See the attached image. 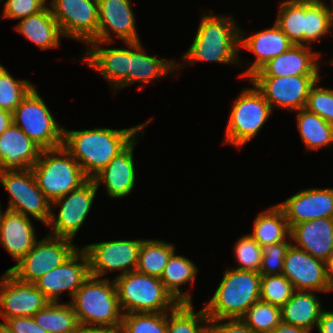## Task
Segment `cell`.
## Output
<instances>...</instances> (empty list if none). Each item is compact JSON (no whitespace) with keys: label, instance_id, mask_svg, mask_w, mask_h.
Masks as SVG:
<instances>
[{"label":"cell","instance_id":"obj_1","mask_svg":"<svg viewBox=\"0 0 333 333\" xmlns=\"http://www.w3.org/2000/svg\"><path fill=\"white\" fill-rule=\"evenodd\" d=\"M152 119L123 129L99 128L68 130L64 127L63 147L93 179L107 164L123 151L137 136L144 135ZM141 133V134H140Z\"/></svg>","mask_w":333,"mask_h":333},{"label":"cell","instance_id":"obj_2","mask_svg":"<svg viewBox=\"0 0 333 333\" xmlns=\"http://www.w3.org/2000/svg\"><path fill=\"white\" fill-rule=\"evenodd\" d=\"M240 26L233 15L203 13L196 35L180 61L177 71L197 62L239 65Z\"/></svg>","mask_w":333,"mask_h":333},{"label":"cell","instance_id":"obj_3","mask_svg":"<svg viewBox=\"0 0 333 333\" xmlns=\"http://www.w3.org/2000/svg\"><path fill=\"white\" fill-rule=\"evenodd\" d=\"M261 274L230 268L203 307L210 320L242 318L260 300Z\"/></svg>","mask_w":333,"mask_h":333},{"label":"cell","instance_id":"obj_4","mask_svg":"<svg viewBox=\"0 0 333 333\" xmlns=\"http://www.w3.org/2000/svg\"><path fill=\"white\" fill-rule=\"evenodd\" d=\"M79 326H119L122 324L116 286L113 279L91 276L69 301Z\"/></svg>","mask_w":333,"mask_h":333},{"label":"cell","instance_id":"obj_5","mask_svg":"<svg viewBox=\"0 0 333 333\" xmlns=\"http://www.w3.org/2000/svg\"><path fill=\"white\" fill-rule=\"evenodd\" d=\"M113 280L123 314L167 313L179 304L158 277L131 271Z\"/></svg>","mask_w":333,"mask_h":333},{"label":"cell","instance_id":"obj_6","mask_svg":"<svg viewBox=\"0 0 333 333\" xmlns=\"http://www.w3.org/2000/svg\"><path fill=\"white\" fill-rule=\"evenodd\" d=\"M31 169L39 189L51 203L88 180L80 165L63 146L43 149Z\"/></svg>","mask_w":333,"mask_h":333},{"label":"cell","instance_id":"obj_7","mask_svg":"<svg viewBox=\"0 0 333 333\" xmlns=\"http://www.w3.org/2000/svg\"><path fill=\"white\" fill-rule=\"evenodd\" d=\"M246 81L252 87L243 88L233 102L222 143L238 149L256 138L273 112L263 94L253 83Z\"/></svg>","mask_w":333,"mask_h":333},{"label":"cell","instance_id":"obj_8","mask_svg":"<svg viewBox=\"0 0 333 333\" xmlns=\"http://www.w3.org/2000/svg\"><path fill=\"white\" fill-rule=\"evenodd\" d=\"M13 123L42 149L63 146L64 127L57 123L36 86L14 110Z\"/></svg>","mask_w":333,"mask_h":333},{"label":"cell","instance_id":"obj_9","mask_svg":"<svg viewBox=\"0 0 333 333\" xmlns=\"http://www.w3.org/2000/svg\"><path fill=\"white\" fill-rule=\"evenodd\" d=\"M0 183L9 194L7 210L21 213L41 222L49 223L52 203L39 189L32 169L0 171Z\"/></svg>","mask_w":333,"mask_h":333},{"label":"cell","instance_id":"obj_10","mask_svg":"<svg viewBox=\"0 0 333 333\" xmlns=\"http://www.w3.org/2000/svg\"><path fill=\"white\" fill-rule=\"evenodd\" d=\"M79 246L72 239L49 234L37 240L33 248L16 265L7 269L18 280L34 283L45 273L61 265Z\"/></svg>","mask_w":333,"mask_h":333},{"label":"cell","instance_id":"obj_11","mask_svg":"<svg viewBox=\"0 0 333 333\" xmlns=\"http://www.w3.org/2000/svg\"><path fill=\"white\" fill-rule=\"evenodd\" d=\"M98 189L95 181L88 179L78 189L54 201L47 224L50 229L48 234L74 240L92 209ZM58 206L60 210L56 214L55 209Z\"/></svg>","mask_w":333,"mask_h":333},{"label":"cell","instance_id":"obj_12","mask_svg":"<svg viewBox=\"0 0 333 333\" xmlns=\"http://www.w3.org/2000/svg\"><path fill=\"white\" fill-rule=\"evenodd\" d=\"M143 239L110 240L94 242L82 247L89 260L90 275L98 278L113 271H120L118 276L136 271L139 249Z\"/></svg>","mask_w":333,"mask_h":333},{"label":"cell","instance_id":"obj_13","mask_svg":"<svg viewBox=\"0 0 333 333\" xmlns=\"http://www.w3.org/2000/svg\"><path fill=\"white\" fill-rule=\"evenodd\" d=\"M47 5L67 39L78 40L86 46L97 35V0H48Z\"/></svg>","mask_w":333,"mask_h":333},{"label":"cell","instance_id":"obj_14","mask_svg":"<svg viewBox=\"0 0 333 333\" xmlns=\"http://www.w3.org/2000/svg\"><path fill=\"white\" fill-rule=\"evenodd\" d=\"M321 77L320 75L251 76L248 80L263 94L272 111L276 107L292 112L305 108L310 88Z\"/></svg>","mask_w":333,"mask_h":333},{"label":"cell","instance_id":"obj_15","mask_svg":"<svg viewBox=\"0 0 333 333\" xmlns=\"http://www.w3.org/2000/svg\"><path fill=\"white\" fill-rule=\"evenodd\" d=\"M89 277L88 256L81 246L61 265L45 273L34 284L50 302H60V295L66 291L69 292L71 301Z\"/></svg>","mask_w":333,"mask_h":333},{"label":"cell","instance_id":"obj_16","mask_svg":"<svg viewBox=\"0 0 333 333\" xmlns=\"http://www.w3.org/2000/svg\"><path fill=\"white\" fill-rule=\"evenodd\" d=\"M107 44L111 42L90 41L79 60L106 79L116 95L119 90L129 86V42H125L127 48H104Z\"/></svg>","mask_w":333,"mask_h":333},{"label":"cell","instance_id":"obj_17","mask_svg":"<svg viewBox=\"0 0 333 333\" xmlns=\"http://www.w3.org/2000/svg\"><path fill=\"white\" fill-rule=\"evenodd\" d=\"M51 303L34 283L18 280L9 271L0 278V316L4 322L17 317H32Z\"/></svg>","mask_w":333,"mask_h":333},{"label":"cell","instance_id":"obj_18","mask_svg":"<svg viewBox=\"0 0 333 333\" xmlns=\"http://www.w3.org/2000/svg\"><path fill=\"white\" fill-rule=\"evenodd\" d=\"M99 13V28L97 35L91 41L115 42L112 37H118L122 42H139L132 0H97Z\"/></svg>","mask_w":333,"mask_h":333},{"label":"cell","instance_id":"obj_19","mask_svg":"<svg viewBox=\"0 0 333 333\" xmlns=\"http://www.w3.org/2000/svg\"><path fill=\"white\" fill-rule=\"evenodd\" d=\"M296 291L328 293L325 262L291 244L286 252L283 273Z\"/></svg>","mask_w":333,"mask_h":333},{"label":"cell","instance_id":"obj_20","mask_svg":"<svg viewBox=\"0 0 333 333\" xmlns=\"http://www.w3.org/2000/svg\"><path fill=\"white\" fill-rule=\"evenodd\" d=\"M293 45L294 43L280 30L275 22L272 27L249 35L247 31H243L240 27L239 48H244V50L253 53L255 61L244 64L247 67L239 77L248 80L264 64L289 50Z\"/></svg>","mask_w":333,"mask_h":333},{"label":"cell","instance_id":"obj_21","mask_svg":"<svg viewBox=\"0 0 333 333\" xmlns=\"http://www.w3.org/2000/svg\"><path fill=\"white\" fill-rule=\"evenodd\" d=\"M290 229L301 222L333 218V188H306L277 204Z\"/></svg>","mask_w":333,"mask_h":333},{"label":"cell","instance_id":"obj_22","mask_svg":"<svg viewBox=\"0 0 333 333\" xmlns=\"http://www.w3.org/2000/svg\"><path fill=\"white\" fill-rule=\"evenodd\" d=\"M137 139L138 136L93 178L98 188L104 184L107 196L113 200L128 196L136 185L138 173L134 163V147L138 144Z\"/></svg>","mask_w":333,"mask_h":333},{"label":"cell","instance_id":"obj_23","mask_svg":"<svg viewBox=\"0 0 333 333\" xmlns=\"http://www.w3.org/2000/svg\"><path fill=\"white\" fill-rule=\"evenodd\" d=\"M311 45L294 44L289 50L264 64L252 76L287 77L300 75H321L320 51H312ZM320 59V61H319Z\"/></svg>","mask_w":333,"mask_h":333},{"label":"cell","instance_id":"obj_24","mask_svg":"<svg viewBox=\"0 0 333 333\" xmlns=\"http://www.w3.org/2000/svg\"><path fill=\"white\" fill-rule=\"evenodd\" d=\"M42 148L12 123L0 135V171L29 170Z\"/></svg>","mask_w":333,"mask_h":333},{"label":"cell","instance_id":"obj_25","mask_svg":"<svg viewBox=\"0 0 333 333\" xmlns=\"http://www.w3.org/2000/svg\"><path fill=\"white\" fill-rule=\"evenodd\" d=\"M292 244L312 257L326 261L333 254V218L298 223L291 228Z\"/></svg>","mask_w":333,"mask_h":333},{"label":"cell","instance_id":"obj_26","mask_svg":"<svg viewBox=\"0 0 333 333\" xmlns=\"http://www.w3.org/2000/svg\"><path fill=\"white\" fill-rule=\"evenodd\" d=\"M38 237L32 219L5 209L0 219V245L19 262L34 246Z\"/></svg>","mask_w":333,"mask_h":333},{"label":"cell","instance_id":"obj_27","mask_svg":"<svg viewBox=\"0 0 333 333\" xmlns=\"http://www.w3.org/2000/svg\"><path fill=\"white\" fill-rule=\"evenodd\" d=\"M141 41L129 42V86L142 83L139 90L157 79L166 78L177 72V62L174 59H163L156 54L148 55ZM146 85V86H145Z\"/></svg>","mask_w":333,"mask_h":333},{"label":"cell","instance_id":"obj_28","mask_svg":"<svg viewBox=\"0 0 333 333\" xmlns=\"http://www.w3.org/2000/svg\"><path fill=\"white\" fill-rule=\"evenodd\" d=\"M14 29L41 50L60 47L64 37L49 6L35 15L20 19Z\"/></svg>","mask_w":333,"mask_h":333},{"label":"cell","instance_id":"obj_29","mask_svg":"<svg viewBox=\"0 0 333 333\" xmlns=\"http://www.w3.org/2000/svg\"><path fill=\"white\" fill-rule=\"evenodd\" d=\"M314 291H295L291 299L281 307V321L304 328L316 329L323 305Z\"/></svg>","mask_w":333,"mask_h":333},{"label":"cell","instance_id":"obj_30","mask_svg":"<svg viewBox=\"0 0 333 333\" xmlns=\"http://www.w3.org/2000/svg\"><path fill=\"white\" fill-rule=\"evenodd\" d=\"M198 266L182 255L174 252L160 277L165 289L178 303H193L191 292L183 291L182 286L194 283L199 272ZM183 291V292H182Z\"/></svg>","mask_w":333,"mask_h":333},{"label":"cell","instance_id":"obj_31","mask_svg":"<svg viewBox=\"0 0 333 333\" xmlns=\"http://www.w3.org/2000/svg\"><path fill=\"white\" fill-rule=\"evenodd\" d=\"M250 236L260 246L273 245L290 237V227L284 211L277 205L263 210L254 218V226Z\"/></svg>","mask_w":333,"mask_h":333},{"label":"cell","instance_id":"obj_32","mask_svg":"<svg viewBox=\"0 0 333 333\" xmlns=\"http://www.w3.org/2000/svg\"><path fill=\"white\" fill-rule=\"evenodd\" d=\"M296 120L299 136L307 152L333 146V124L306 108L296 111Z\"/></svg>","mask_w":333,"mask_h":333},{"label":"cell","instance_id":"obj_33","mask_svg":"<svg viewBox=\"0 0 333 333\" xmlns=\"http://www.w3.org/2000/svg\"><path fill=\"white\" fill-rule=\"evenodd\" d=\"M32 317L48 333H78L80 328L70 302H51Z\"/></svg>","mask_w":333,"mask_h":333},{"label":"cell","instance_id":"obj_34","mask_svg":"<svg viewBox=\"0 0 333 333\" xmlns=\"http://www.w3.org/2000/svg\"><path fill=\"white\" fill-rule=\"evenodd\" d=\"M175 251L176 247L173 243L160 239H143L136 271L160 278Z\"/></svg>","mask_w":333,"mask_h":333},{"label":"cell","instance_id":"obj_35","mask_svg":"<svg viewBox=\"0 0 333 333\" xmlns=\"http://www.w3.org/2000/svg\"><path fill=\"white\" fill-rule=\"evenodd\" d=\"M210 328L204 308L195 312L193 303H179L167 312V333H206Z\"/></svg>","mask_w":333,"mask_h":333},{"label":"cell","instance_id":"obj_36","mask_svg":"<svg viewBox=\"0 0 333 333\" xmlns=\"http://www.w3.org/2000/svg\"><path fill=\"white\" fill-rule=\"evenodd\" d=\"M275 24L296 45H304L305 0H284L279 4Z\"/></svg>","mask_w":333,"mask_h":333},{"label":"cell","instance_id":"obj_37","mask_svg":"<svg viewBox=\"0 0 333 333\" xmlns=\"http://www.w3.org/2000/svg\"><path fill=\"white\" fill-rule=\"evenodd\" d=\"M332 30L326 2L305 0L304 45L321 42L325 35L333 34Z\"/></svg>","mask_w":333,"mask_h":333},{"label":"cell","instance_id":"obj_38","mask_svg":"<svg viewBox=\"0 0 333 333\" xmlns=\"http://www.w3.org/2000/svg\"><path fill=\"white\" fill-rule=\"evenodd\" d=\"M34 87L27 79L14 78L0 63V109L13 113Z\"/></svg>","mask_w":333,"mask_h":333},{"label":"cell","instance_id":"obj_39","mask_svg":"<svg viewBox=\"0 0 333 333\" xmlns=\"http://www.w3.org/2000/svg\"><path fill=\"white\" fill-rule=\"evenodd\" d=\"M241 319L256 333H271L281 322V308L259 300Z\"/></svg>","mask_w":333,"mask_h":333},{"label":"cell","instance_id":"obj_40","mask_svg":"<svg viewBox=\"0 0 333 333\" xmlns=\"http://www.w3.org/2000/svg\"><path fill=\"white\" fill-rule=\"evenodd\" d=\"M291 281L280 275H261L260 300L271 305L282 307L295 292Z\"/></svg>","mask_w":333,"mask_h":333},{"label":"cell","instance_id":"obj_41","mask_svg":"<svg viewBox=\"0 0 333 333\" xmlns=\"http://www.w3.org/2000/svg\"><path fill=\"white\" fill-rule=\"evenodd\" d=\"M124 333H167V313L123 314Z\"/></svg>","mask_w":333,"mask_h":333},{"label":"cell","instance_id":"obj_42","mask_svg":"<svg viewBox=\"0 0 333 333\" xmlns=\"http://www.w3.org/2000/svg\"><path fill=\"white\" fill-rule=\"evenodd\" d=\"M233 252L239 266L231 268L259 273L262 260L261 246L250 234L243 235L237 239Z\"/></svg>","mask_w":333,"mask_h":333},{"label":"cell","instance_id":"obj_43","mask_svg":"<svg viewBox=\"0 0 333 333\" xmlns=\"http://www.w3.org/2000/svg\"><path fill=\"white\" fill-rule=\"evenodd\" d=\"M291 244L292 240L290 236L285 241L273 245L261 246L262 260L259 273L261 275L282 274L286 252Z\"/></svg>","mask_w":333,"mask_h":333},{"label":"cell","instance_id":"obj_44","mask_svg":"<svg viewBox=\"0 0 333 333\" xmlns=\"http://www.w3.org/2000/svg\"><path fill=\"white\" fill-rule=\"evenodd\" d=\"M318 82L310 88L305 108L333 124V89L319 86Z\"/></svg>","mask_w":333,"mask_h":333},{"label":"cell","instance_id":"obj_45","mask_svg":"<svg viewBox=\"0 0 333 333\" xmlns=\"http://www.w3.org/2000/svg\"><path fill=\"white\" fill-rule=\"evenodd\" d=\"M2 1L4 0H0V3ZM47 2L48 0H5L0 18L20 20L35 15L47 6Z\"/></svg>","mask_w":333,"mask_h":333},{"label":"cell","instance_id":"obj_46","mask_svg":"<svg viewBox=\"0 0 333 333\" xmlns=\"http://www.w3.org/2000/svg\"><path fill=\"white\" fill-rule=\"evenodd\" d=\"M210 326L216 333H256L241 318L210 320Z\"/></svg>","mask_w":333,"mask_h":333},{"label":"cell","instance_id":"obj_47","mask_svg":"<svg viewBox=\"0 0 333 333\" xmlns=\"http://www.w3.org/2000/svg\"><path fill=\"white\" fill-rule=\"evenodd\" d=\"M13 333H48L33 317H17L5 321Z\"/></svg>","mask_w":333,"mask_h":333},{"label":"cell","instance_id":"obj_48","mask_svg":"<svg viewBox=\"0 0 333 333\" xmlns=\"http://www.w3.org/2000/svg\"><path fill=\"white\" fill-rule=\"evenodd\" d=\"M316 329L318 333H333V311L323 308Z\"/></svg>","mask_w":333,"mask_h":333},{"label":"cell","instance_id":"obj_49","mask_svg":"<svg viewBox=\"0 0 333 333\" xmlns=\"http://www.w3.org/2000/svg\"><path fill=\"white\" fill-rule=\"evenodd\" d=\"M78 333H124L122 325L119 326H81Z\"/></svg>","mask_w":333,"mask_h":333},{"label":"cell","instance_id":"obj_50","mask_svg":"<svg viewBox=\"0 0 333 333\" xmlns=\"http://www.w3.org/2000/svg\"><path fill=\"white\" fill-rule=\"evenodd\" d=\"M271 333H311L310 331L281 321Z\"/></svg>","mask_w":333,"mask_h":333},{"label":"cell","instance_id":"obj_51","mask_svg":"<svg viewBox=\"0 0 333 333\" xmlns=\"http://www.w3.org/2000/svg\"><path fill=\"white\" fill-rule=\"evenodd\" d=\"M13 123V113L0 109V135Z\"/></svg>","mask_w":333,"mask_h":333},{"label":"cell","instance_id":"obj_52","mask_svg":"<svg viewBox=\"0 0 333 333\" xmlns=\"http://www.w3.org/2000/svg\"><path fill=\"white\" fill-rule=\"evenodd\" d=\"M326 279L329 291H333V254L325 261Z\"/></svg>","mask_w":333,"mask_h":333},{"label":"cell","instance_id":"obj_53","mask_svg":"<svg viewBox=\"0 0 333 333\" xmlns=\"http://www.w3.org/2000/svg\"><path fill=\"white\" fill-rule=\"evenodd\" d=\"M330 2H331L330 5L326 4V7H327V11H328V16L330 19V24L333 29V0H331Z\"/></svg>","mask_w":333,"mask_h":333},{"label":"cell","instance_id":"obj_54","mask_svg":"<svg viewBox=\"0 0 333 333\" xmlns=\"http://www.w3.org/2000/svg\"><path fill=\"white\" fill-rule=\"evenodd\" d=\"M0 333H13L5 322H0Z\"/></svg>","mask_w":333,"mask_h":333},{"label":"cell","instance_id":"obj_55","mask_svg":"<svg viewBox=\"0 0 333 333\" xmlns=\"http://www.w3.org/2000/svg\"><path fill=\"white\" fill-rule=\"evenodd\" d=\"M206 333H216L212 328H210Z\"/></svg>","mask_w":333,"mask_h":333},{"label":"cell","instance_id":"obj_56","mask_svg":"<svg viewBox=\"0 0 333 333\" xmlns=\"http://www.w3.org/2000/svg\"><path fill=\"white\" fill-rule=\"evenodd\" d=\"M3 211H2V206L0 204V219H1V215H2Z\"/></svg>","mask_w":333,"mask_h":333},{"label":"cell","instance_id":"obj_57","mask_svg":"<svg viewBox=\"0 0 333 333\" xmlns=\"http://www.w3.org/2000/svg\"><path fill=\"white\" fill-rule=\"evenodd\" d=\"M327 64H333V59H330L328 62H326Z\"/></svg>","mask_w":333,"mask_h":333}]
</instances>
